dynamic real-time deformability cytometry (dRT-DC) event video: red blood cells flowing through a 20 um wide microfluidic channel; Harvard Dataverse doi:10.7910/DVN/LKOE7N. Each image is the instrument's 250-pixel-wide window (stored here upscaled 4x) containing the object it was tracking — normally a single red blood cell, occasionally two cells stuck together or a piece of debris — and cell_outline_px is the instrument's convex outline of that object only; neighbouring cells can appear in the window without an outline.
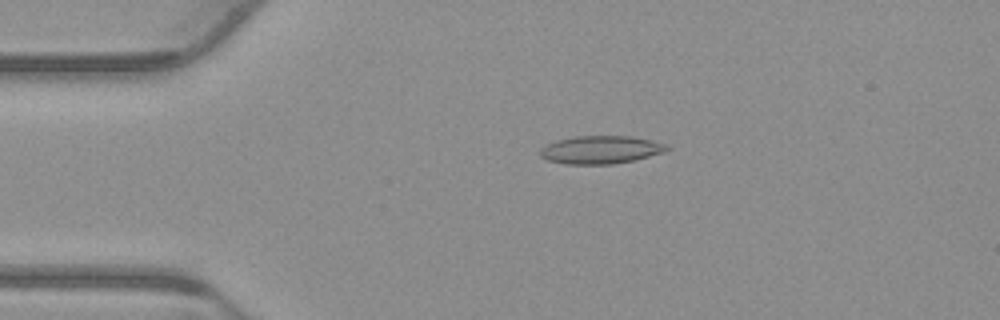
{"species": "common noctule bat (a hibernating species)", "species_latin": "Nyctalus noctula", "temperature_condition": "warm", "stored_images_in_passage": 43, "camera_frame_rate_fps": 3000, "um_per_image_px": 0.085, "animal": {"sex": "male", "body_mass_g": 23.1, "forearm_length_mm": 52.7}, "frame": {"image": 1, "passage_image": 1, "time_ms": 0.0, "image_size_px": [1000, 320], "cell_outline_px": [[672, 148], [664, 152], [636, 160], [612, 164], [564, 164], [548, 160], [540, 156], [540, 148], [556, 140], [572, 136], [632, 136], [652, 140], [668, 144]], "centroid_in_image_um": [51.1, 12.72], "position_along_channel_um": 33.9, "area_um2": 20.92}}
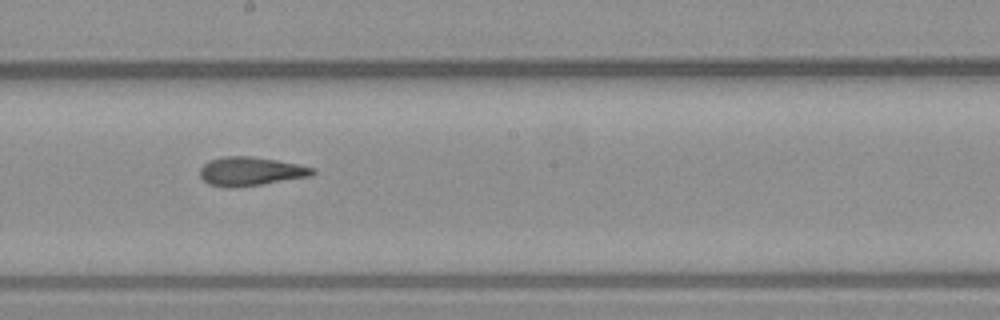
{"frame": {"image": 2, "passage_image": 19, "time_ms": 6.0, "image_size_px": [1000, 320], "cell_outline_px": [[316, 172], [312, 176], [260, 184], [228, 188], [208, 184], [200, 176], [200, 168], [208, 160], [224, 156], [252, 156], [276, 160], [316, 168]], "centroid_in_image_um": [21.29, 14.56], "position_along_channel_um": 226.9, "area_um2": 18.84}}
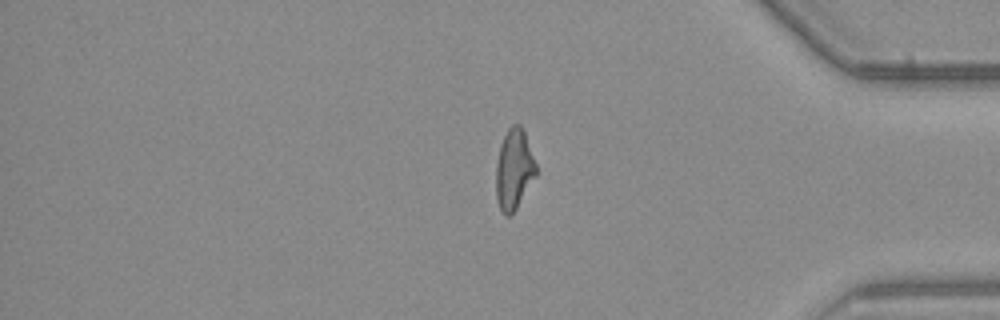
{"frame": {"image": 3, "passage_image": 34, "time_ms": 11.0, "image_size_px": [1000, 320], "cell_outline_px": [[536, 176], [516, 208], [508, 216], [504, 216], [496, 200], [496, 164], [500, 144], [508, 128], [512, 124], [520, 124], [524, 132], [536, 164]], "centroid_in_image_um": [43.67, 14.39], "position_along_channel_um": 391.5, "area_um2": 18.61}, "authors_computed_cell_mechanics": {"area_um2": 18.785, "velocity_mm_per_s": 3.8388, "shape_relaxation_time_tau1_ms": null, "shape_relaxation_time_tau2_ms": 2.8569, "deformation_change_tau1": null, "deformation_change_tau2": 0.1251}}